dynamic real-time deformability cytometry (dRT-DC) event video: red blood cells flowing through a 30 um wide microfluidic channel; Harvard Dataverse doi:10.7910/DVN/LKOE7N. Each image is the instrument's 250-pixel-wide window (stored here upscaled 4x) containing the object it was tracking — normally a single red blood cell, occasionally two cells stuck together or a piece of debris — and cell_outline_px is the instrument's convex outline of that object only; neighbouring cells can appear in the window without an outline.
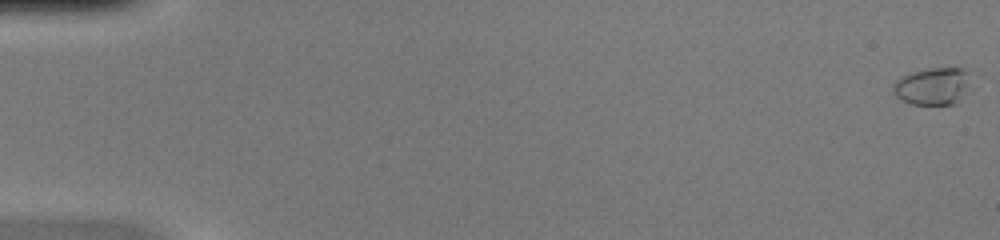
{"species": "common noctule bat (a hibernating species)", "species_latin": "Nyctalus noctula", "temperature_condition": "warm", "stored_images_in_passage": 52, "camera_frame_rate_fps": 3000, "um_per_image_px": 0.085, "animal": {"sex": "female", "body_mass_g": 20.0, "forearm_length_mm": 54.0}, "frame": {"image": 1, "passage_image": 1, "time_ms": 0.0, "image_size_px": [1000, 240], "cell_outline_px": [[972, 72], [960, 100], [956, 104], [912, 104], [900, 100], [892, 92], [892, 84], [900, 76], [908, 72], [928, 68], [964, 68]], "centroid_in_image_um": [79.22, 7.3], "position_along_channel_um": 5.8, "area_um2": 17.11}}
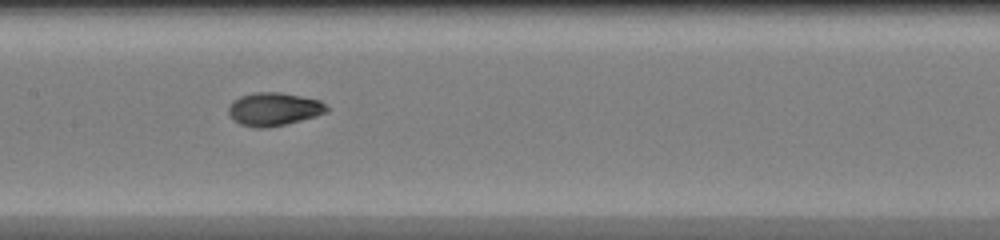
{"frame": {"image": 2, "passage_image": 27, "time_ms": 8.667, "image_size_px": [1000, 240], "cell_outline_px": [[328, 112], [316, 116], [268, 128], [256, 128], [240, 124], [232, 120], [228, 112], [228, 108], [232, 100], [240, 96], [256, 92], [280, 92], [320, 100], [328, 108]], "centroid_in_image_um": [23.24, 9.28], "position_along_channel_um": 184.2, "area_um2": 19.02}}
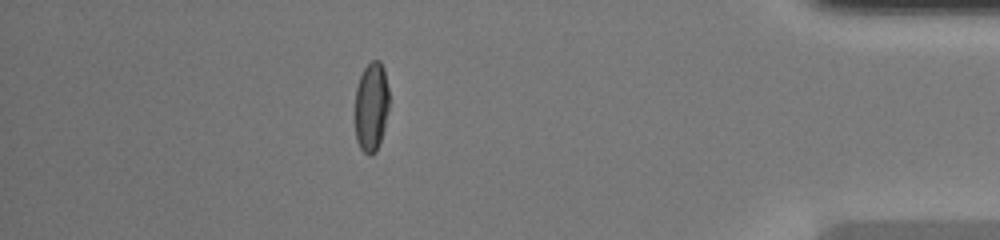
{"frame": {"image": 3, "passage_image": 46, "time_ms": 15.0, "image_size_px": [1000, 240], "cell_outline_px": [[388, 108], [384, 128], [376, 152], [372, 156], [368, 156], [360, 148], [356, 140], [356, 88], [360, 76], [364, 68], [372, 60], [380, 60], [384, 68], [388, 88]], "centroid_in_image_um": [31.56, 9.08], "position_along_channel_um": 403.6, "area_um2": 17.69}, "authors_computed_cell_mechanics": {"area_um2": 18.1492, "velocity_mm_per_s": 4.1108, "shape_relaxation_time_tau1_ms": 4.9773, "shape_relaxation_time_tau2_ms": 1.0956, "deformation_change_tau1": 0.2452, "deformation_change_tau2": 0.0502}}